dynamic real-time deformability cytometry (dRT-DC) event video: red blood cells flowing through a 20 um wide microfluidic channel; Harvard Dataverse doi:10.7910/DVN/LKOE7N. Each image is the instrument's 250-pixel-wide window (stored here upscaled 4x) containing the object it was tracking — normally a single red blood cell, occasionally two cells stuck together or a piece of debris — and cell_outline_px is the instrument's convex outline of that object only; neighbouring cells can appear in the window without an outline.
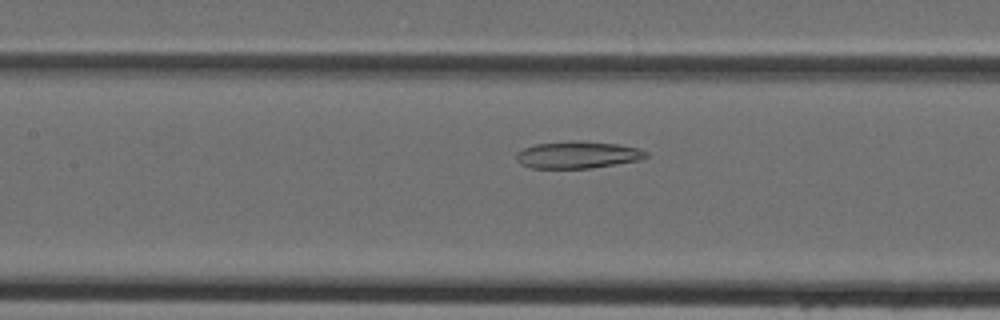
{"species": "Egyptian fruit bat (a non-hibernating species)", "species_latin": "Rousettus aegyptiacus", "temperature_condition": "cold", "stored_images_in_passage": 39, "camera_frame_rate_fps": 3000, "um_per_image_px": 0.085, "animal": {"sex": "female"}, "frame": {"image": 1, "passage_image": 13, "time_ms": 4.0, "image_size_px": [1000, 320], "cell_outline_px": [[648, 156], [640, 160], [592, 168], [532, 168], [520, 164], [516, 160], [516, 152], [524, 148], [536, 144], [572, 140], [580, 140], [616, 144], [636, 148], [648, 152]], "centroid_in_image_um": [49.08, 13.16], "position_along_channel_um": 158.3, "area_um2": 20.52}}
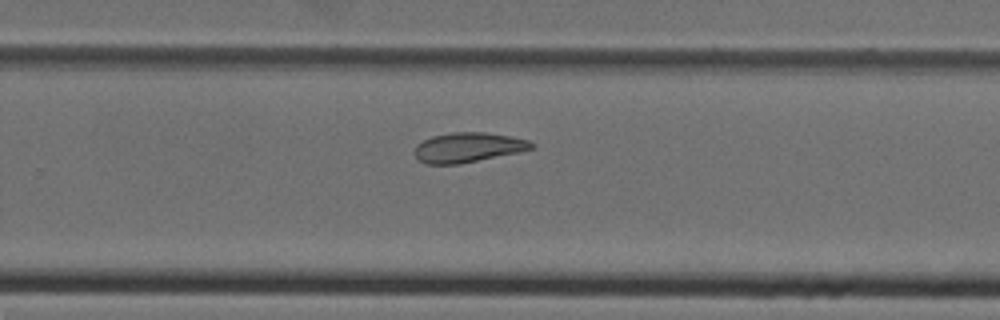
{"frame": {"image": 2, "passage_image": 22, "time_ms": 7.0, "image_size_px": [1000, 320], "cell_outline_px": [[536, 148], [520, 152], [460, 164], [424, 164], [412, 152], [416, 144], [432, 136], [452, 132], [484, 132], [508, 136], [528, 140], [536, 144]], "centroid_in_image_um": [39.78, 12.54], "position_along_channel_um": 290.0, "area_um2": 20.46}}
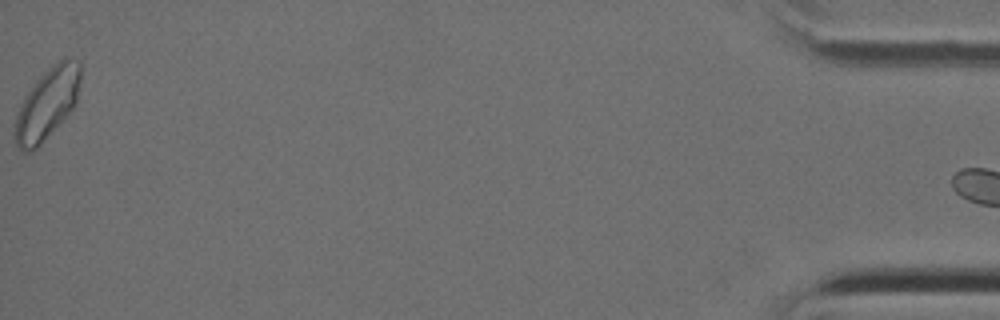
{"frame": {"image": 3, "passage_image": 38, "time_ms": 12.333, "image_size_px": [1000, 320], "cell_outline_px": [[80, 80], [76, 104], [40, 144], [36, 148], [24, 152], [16, 148], [12, 140], [12, 124], [20, 104], [28, 92], [40, 76], [48, 68], [60, 60], [80, 60]], "centroid_in_image_um": [3.94, 8.87], "position_along_channel_um": 431.3, "area_um2": 27.05}}